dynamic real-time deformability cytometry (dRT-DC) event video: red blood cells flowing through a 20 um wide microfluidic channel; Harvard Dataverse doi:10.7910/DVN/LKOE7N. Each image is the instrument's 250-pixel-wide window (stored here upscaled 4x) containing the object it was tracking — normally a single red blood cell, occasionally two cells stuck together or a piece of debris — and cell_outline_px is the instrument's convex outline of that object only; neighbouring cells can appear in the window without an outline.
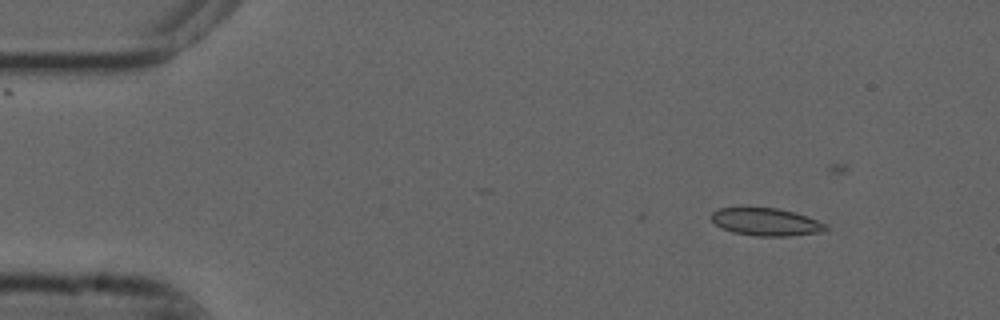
{"species": "common noctule bat (a hibernating species)", "species_latin": "Nyctalus noctula", "temperature_condition": "cold", "stored_images_in_passage": 4, "camera_frame_rate_fps": 3000, "um_per_image_px": 0.085, "animal": {"sex": "male", "forearm_length_mm": 52.5}, "frame": {"image": 1, "passage_image": 1, "time_ms": 0.0, "image_size_px": [1000, 320], "cell_outline_px": [[828, 228], [824, 232], [788, 236], [756, 236], [732, 232], [716, 224], [708, 216], [716, 208], [744, 204], [748, 204], [780, 208], [796, 212], [828, 224]], "centroid_in_image_um": [65.06, 18.79], "position_along_channel_um": 19.9, "area_um2": 19.59}}
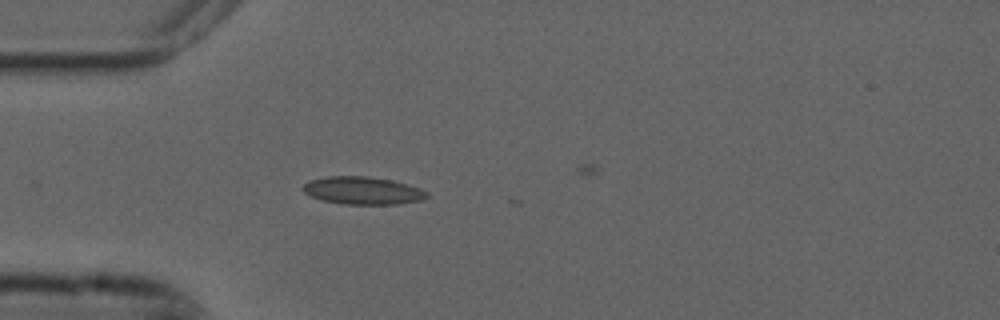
{"frame": {"image": 2, "passage_image": 3, "time_ms": 0.667, "image_size_px": [1000, 320], "cell_outline_px": [[428, 196], [420, 200], [400, 204], [344, 204], [324, 200], [312, 196], [304, 192], [300, 188], [308, 180], [328, 176], [368, 176], [392, 180], [408, 184], [420, 188], [428, 192]], "centroid_in_image_um": [30.83, 16.19], "position_along_channel_um": 54.2, "area_um2": 20.0}}